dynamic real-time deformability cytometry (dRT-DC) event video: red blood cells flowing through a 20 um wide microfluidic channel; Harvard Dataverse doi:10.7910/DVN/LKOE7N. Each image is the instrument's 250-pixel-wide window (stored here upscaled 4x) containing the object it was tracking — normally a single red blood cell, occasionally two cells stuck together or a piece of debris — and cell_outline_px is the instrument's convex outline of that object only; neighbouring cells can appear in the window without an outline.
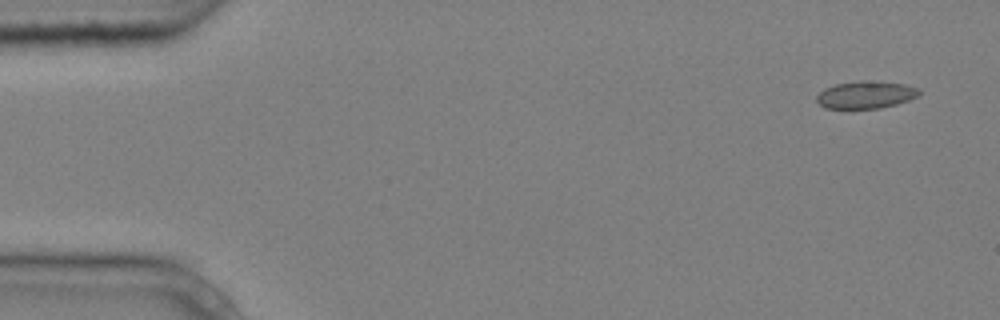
{"species": "common noctule bat (a hibernating species)", "species_latin": "Nyctalus noctula", "temperature_condition": "cold", "stored_images_in_passage": 6, "camera_frame_rate_fps": 3000, "um_per_image_px": 0.085, "animal": {"sex": "male", "body_mass_g": 20.4}, "frame": {"image": 1, "passage_image": 1, "time_ms": 0.0, "image_size_px": [1000, 320], "cell_outline_px": [[920, 92], [916, 96], [908, 100], [896, 104], [880, 108], [824, 108], [816, 100], [816, 96], [824, 88], [836, 84], [860, 80], [864, 80], [908, 84], [920, 88]], "centroid_in_image_um": [73.59, 8.04], "position_along_channel_um": 11.4, "area_um2": 16.36}}
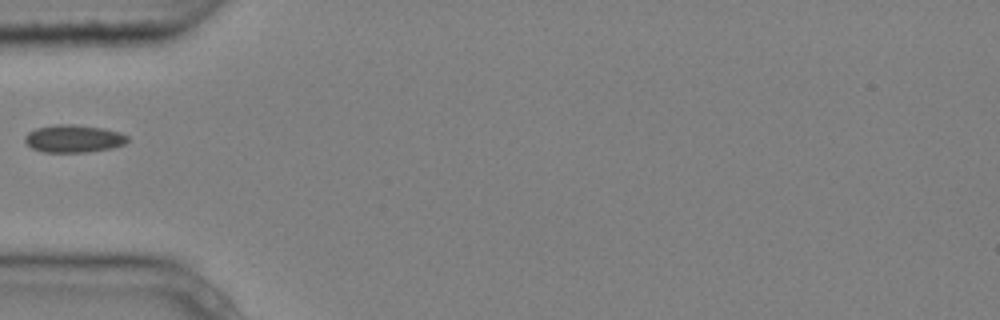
{"frame": {"image": 2, "passage_image": 5, "time_ms": 1.333, "image_size_px": [1000, 320], "cell_outline_px": [[128, 140], [124, 144], [112, 148], [84, 152], [44, 152], [32, 148], [24, 140], [24, 136], [28, 132], [36, 128], [56, 124], [72, 124], [104, 128], [120, 132], [128, 136]], "centroid_in_image_um": [6.25, 11.77], "position_along_channel_um": 78.7, "area_um2": 16.53}}
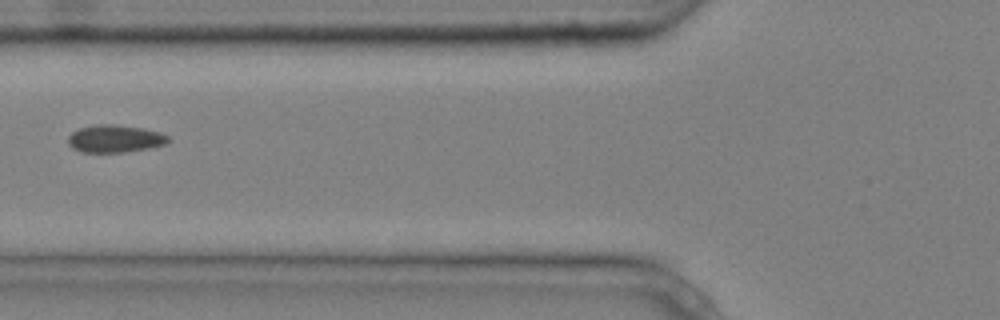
{"frame": {"image": 3, "passage_image": 6, "time_ms": 1.667, "image_size_px": [1000, 320], "cell_outline_px": [[172, 140], [164, 144], [148, 148], [124, 152], [80, 152], [72, 148], [68, 144], [68, 136], [72, 132], [80, 128], [96, 124], [112, 124], [144, 128], [160, 132], [168, 136]], "centroid_in_image_um": [9.76, 11.78], "position_along_channel_um": 116.0, "area_um2": 16.13}}